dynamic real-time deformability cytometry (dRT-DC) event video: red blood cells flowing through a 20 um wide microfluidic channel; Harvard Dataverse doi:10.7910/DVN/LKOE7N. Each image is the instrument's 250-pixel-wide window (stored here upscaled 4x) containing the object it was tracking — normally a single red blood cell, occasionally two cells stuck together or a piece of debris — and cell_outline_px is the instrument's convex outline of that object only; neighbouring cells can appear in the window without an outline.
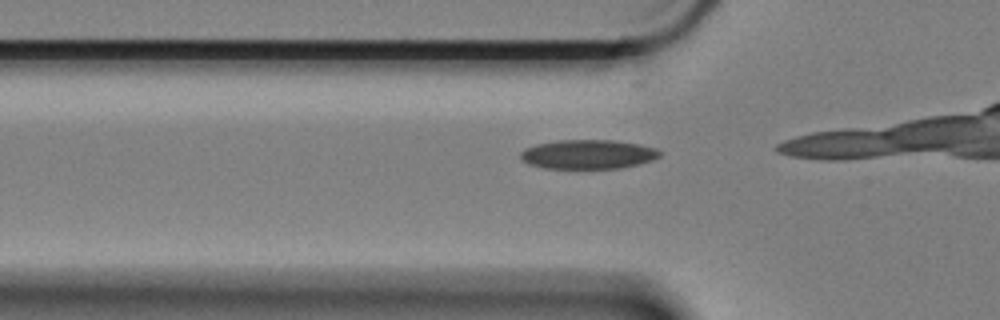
{"species": "Egyptian fruit bat (a non-hibernating species)", "species_latin": "Rousettus aegyptiacus", "temperature_condition": "cold", "stored_images_in_passage": 6, "camera_frame_rate_fps": 3000, "um_per_image_px": 0.085, "animal": {"sex": "female"}, "frame": {"image": 1, "passage_image": 4, "time_ms": 1.0, "image_size_px": [1000, 320], "cell_outline_px": [[660, 156], [652, 160], [620, 168], [544, 168], [528, 164], [520, 160], [520, 152], [524, 148], [536, 144], [556, 140], [612, 140], [640, 144], [656, 148], [660, 152]], "centroid_in_image_um": [49.93, 13.11], "position_along_channel_um": 75.9, "area_um2": 23.76}}